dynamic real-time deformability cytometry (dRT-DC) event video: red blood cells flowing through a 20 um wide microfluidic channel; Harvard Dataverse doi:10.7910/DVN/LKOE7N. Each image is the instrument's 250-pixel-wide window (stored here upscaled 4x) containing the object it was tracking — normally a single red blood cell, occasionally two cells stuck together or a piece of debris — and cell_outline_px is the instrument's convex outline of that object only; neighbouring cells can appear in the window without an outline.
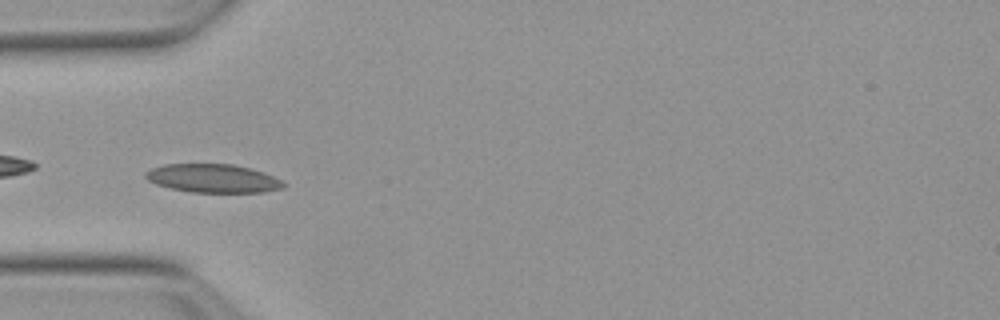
{"species": "Egyptian fruit bat (a non-hibernating species)", "species_latin": "Rousettus aegyptiacus", "temperature_condition": "warm", "stored_images_in_passage": 52, "camera_frame_rate_fps": 3000, "um_per_image_px": 0.085, "animal": {"sex": "female"}, "frame": {"image": 1, "passage_image": 16, "time_ms": 5.0, "image_size_px": [1000, 320], "cell_outline_px": [[288, 184], [284, 188], [264, 192], [192, 192], [172, 188], [156, 184], [148, 180], [144, 176], [144, 172], [152, 168], [164, 164], [232, 164], [264, 172]], "centroid_in_image_um": [18.11, 15.16], "position_along_channel_um": 66.9, "area_um2": 22.83}}
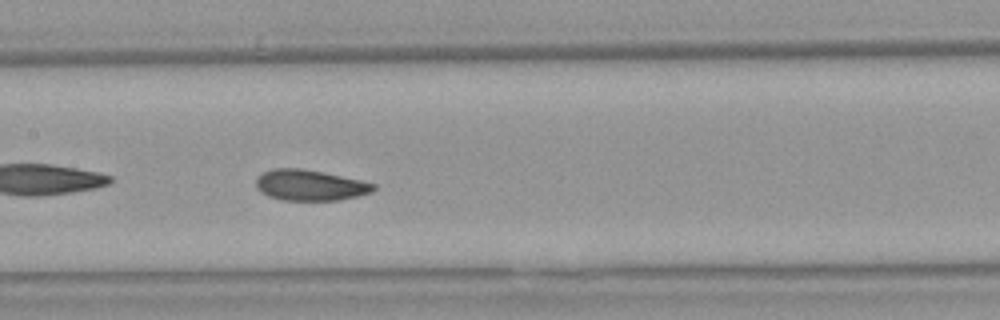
{"frame": {"image": 2, "passage_image": 25, "time_ms": 8.0, "image_size_px": [1000, 320], "cell_outline_px": [[376, 188], [372, 192], [360, 196], [340, 200], [280, 200], [268, 196], [260, 192], [256, 188], [256, 180], [264, 172], [272, 168], [300, 168], [324, 172], [360, 180], [376, 184]], "centroid_in_image_um": [26.36, 15.75], "position_along_channel_um": 181.0, "area_um2": 21.21}}
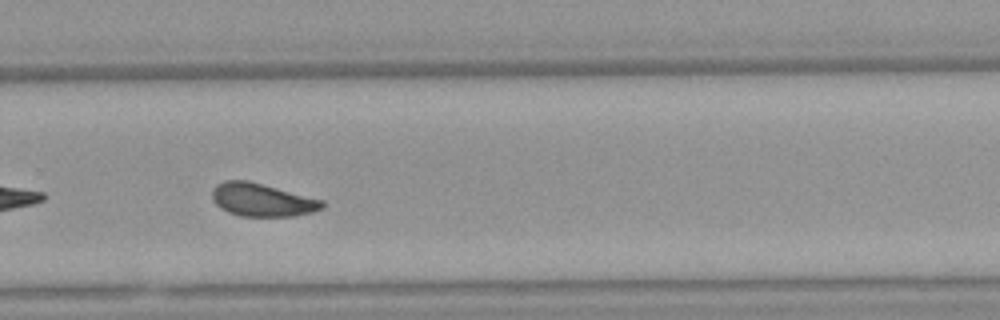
{"frame": {"image": 3, "passage_image": 35, "time_ms": 11.333, "image_size_px": [1000, 320], "cell_outline_px": [[324, 208], [312, 212], [296, 216], [240, 216], [228, 212], [220, 208], [212, 200], [212, 188], [216, 184], [224, 180], [248, 180], [324, 200]], "centroid_in_image_um": [22.26, 16.98], "position_along_channel_um": 307.5, "area_um2": 21.39}, "authors_computed_cell_mechanics": {"area_um2": 21.386, "velocity_mm_per_s": 3.8085, "shape_relaxation_time_tau1_ms": 3.6667, "shape_relaxation_time_tau2_ms": 2.6378, "deformation_change_tau1": 0.1053, "deformation_change_tau2": 0.0655}}